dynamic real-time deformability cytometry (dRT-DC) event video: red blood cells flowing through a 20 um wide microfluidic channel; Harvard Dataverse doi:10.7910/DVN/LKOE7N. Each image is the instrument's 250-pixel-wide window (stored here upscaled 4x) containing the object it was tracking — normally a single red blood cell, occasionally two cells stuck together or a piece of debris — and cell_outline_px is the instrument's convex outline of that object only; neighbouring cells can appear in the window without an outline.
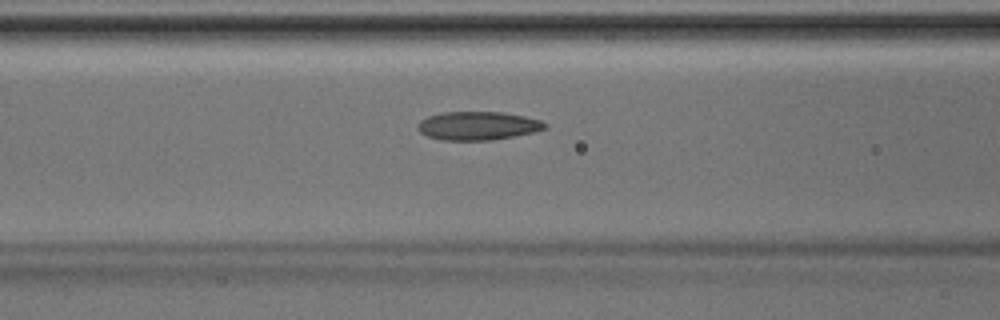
{"species": "Egyptian fruit bat (a non-hibernating species)", "species_latin": "Rousettus aegyptiacus", "temperature_condition": "room temperature", "stored_images_in_passage": 35, "camera_frame_rate_fps": 3000, "um_per_image_px": 0.085, "animal": {"sex": "male"}, "frame": {"image": 1, "passage_image": 8, "time_ms": 2.333, "image_size_px": [1000, 320], "cell_outline_px": [[548, 128], [536, 132], [492, 140], [440, 140], [428, 136], [420, 132], [416, 128], [416, 124], [420, 120], [428, 116], [440, 112], [500, 112], [524, 116], [540, 120], [548, 124]], "centroid_in_image_um": [40.61, 10.69], "position_along_channel_um": 126.0, "area_um2": 21.33}}
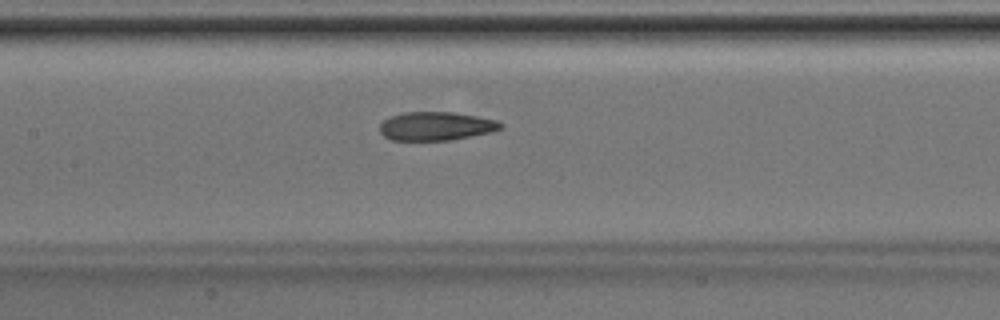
{"frame": {"image": 2, "passage_image": 11, "time_ms": 3.333, "image_size_px": [1000, 320], "cell_outline_px": [[504, 128], [492, 132], [452, 140], [392, 140], [384, 136], [380, 132], [380, 124], [384, 120], [392, 116], [404, 112], [452, 112], [476, 116], [496, 120], [504, 124]], "centroid_in_image_um": [37.1, 10.72], "position_along_channel_um": 170.3, "area_um2": 20.17}}
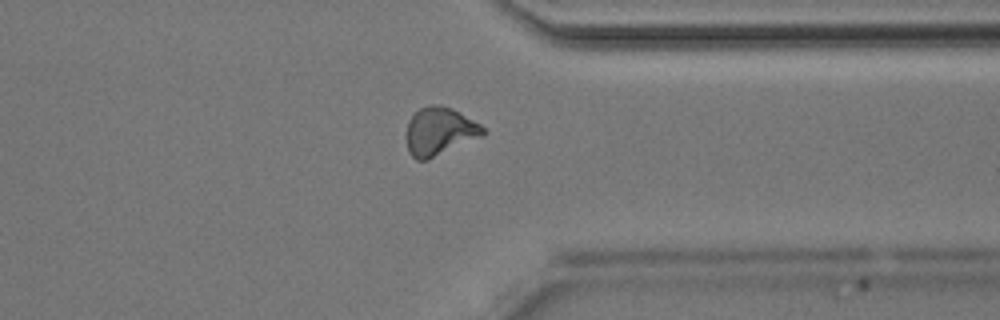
{"frame": {"image": 3, "passage_image": 25, "time_ms": 8.0, "image_size_px": [1000, 320], "cell_outline_px": [[484, 136], [428, 160], [416, 160], [408, 152], [404, 136], [408, 120], [420, 108], [432, 104], [440, 104], [452, 108], [460, 112], [480, 124], [484, 128]], "centroid_in_image_um": [37.33, 11.18], "position_along_channel_um": 374.1, "area_um2": 21.91}}